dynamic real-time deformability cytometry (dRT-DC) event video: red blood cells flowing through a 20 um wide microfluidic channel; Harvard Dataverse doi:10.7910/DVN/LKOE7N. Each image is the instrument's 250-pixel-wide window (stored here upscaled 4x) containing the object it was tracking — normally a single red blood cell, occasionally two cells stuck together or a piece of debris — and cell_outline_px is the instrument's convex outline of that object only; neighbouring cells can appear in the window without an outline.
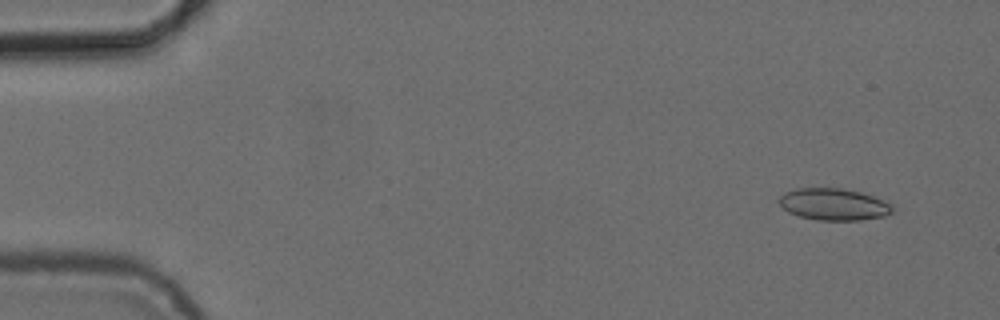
{"species": "common noctule bat (a hibernating species)", "species_latin": "Nyctalus noctula", "temperature_condition": "cold", "stored_images_in_passage": 7, "camera_frame_rate_fps": 3000, "um_per_image_px": 0.085, "animal": {"sex": "female", "body_mass_g": 24.6, "forearm_length_mm": 56.2}, "frame": {"image": 1, "passage_image": 2, "time_ms": 1.0, "image_size_px": [1000, 320], "cell_outline_px": [[892, 212], [884, 216], [860, 220], [816, 220], [800, 216], [788, 212], [776, 200], [784, 192], [796, 188], [840, 188], [860, 192], [872, 196], [892, 204]], "centroid_in_image_um": [70.83, 17.36], "position_along_channel_um": 14.2, "area_um2": 20.98}}
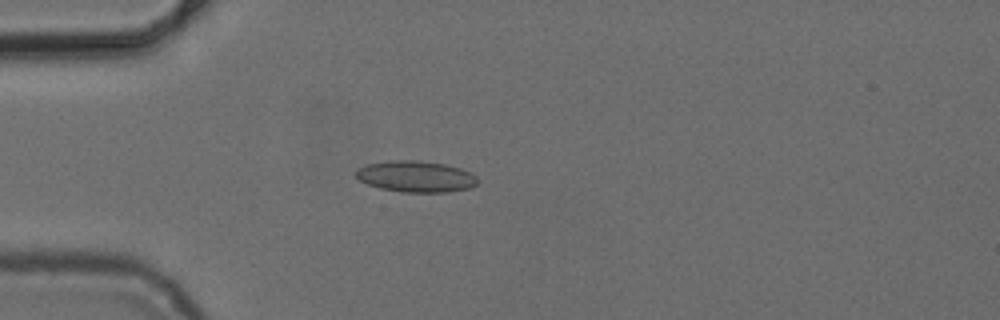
{"frame": {"image": 2, "passage_image": 5, "time_ms": 4.667, "image_size_px": [1000, 320], "cell_outline_px": [[480, 180], [472, 188], [448, 192], [400, 192], [380, 188], [368, 184], [360, 180], [356, 176], [356, 168], [368, 164], [388, 160], [416, 160], [444, 164], [460, 168], [472, 172]], "centroid_in_image_um": [35.38, 15.0], "position_along_channel_um": 49.6, "area_um2": 22.37}}